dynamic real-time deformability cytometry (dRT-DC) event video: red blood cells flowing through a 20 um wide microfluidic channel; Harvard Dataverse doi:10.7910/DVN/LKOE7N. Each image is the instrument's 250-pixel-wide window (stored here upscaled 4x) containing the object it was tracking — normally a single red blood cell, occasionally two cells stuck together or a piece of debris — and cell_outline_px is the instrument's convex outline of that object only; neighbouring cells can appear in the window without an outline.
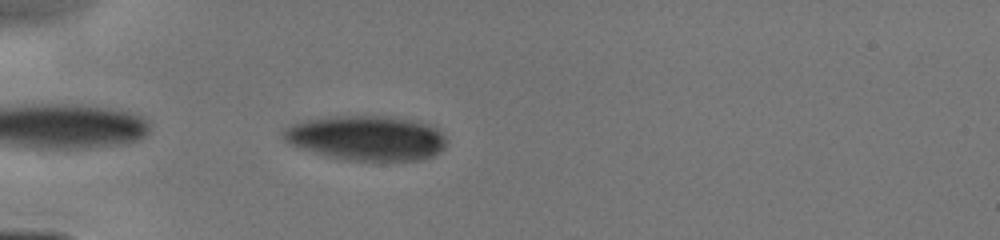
{"species": "human", "species_latin": "Homo sapiens", "temperature_condition": "cold", "stored_images_in_passage": 10, "camera_frame_rate_fps": 3000, "um_per_image_px": 0.085, "donor": {"sex": "male"}, "frame": {"image": 1, "passage_image": 1, "time_ms": 0.0, "image_size_px": [1000, 240], "cell_outline_px": [[444, 148], [440, 152], [432, 156], [420, 160], [352, 160], [328, 156], [300, 148], [284, 140], [280, 132], [284, 128], [292, 124], [304, 120], [336, 116], [392, 116], [412, 120], [428, 124], [436, 128], [444, 136]], "centroid_in_image_um": [31.13, 11.72], "position_along_channel_um": 53.9, "area_um2": 42.37}}
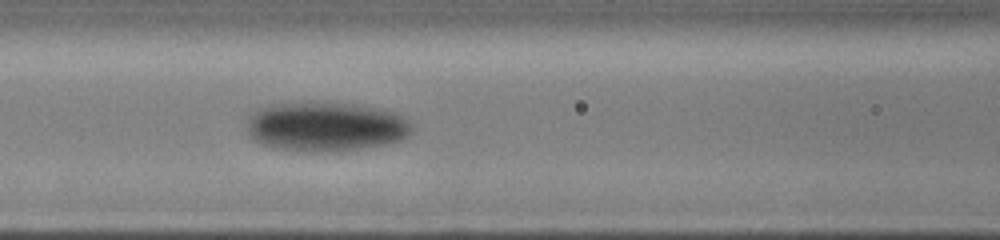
{"frame": {"image": 2, "passage_image": 6, "time_ms": 2.333, "image_size_px": [1000, 240], "cell_outline_px": [[412, 128], [400, 140], [380, 144], [356, 148], [316, 152], [308, 152], [272, 148], [260, 144], [252, 140], [248, 132], [248, 116], [268, 104], [360, 104], [380, 108], [396, 112], [412, 120]], "centroid_in_image_um": [27.67, 10.77], "position_along_channel_um": 138.9, "area_um2": 46.93}}
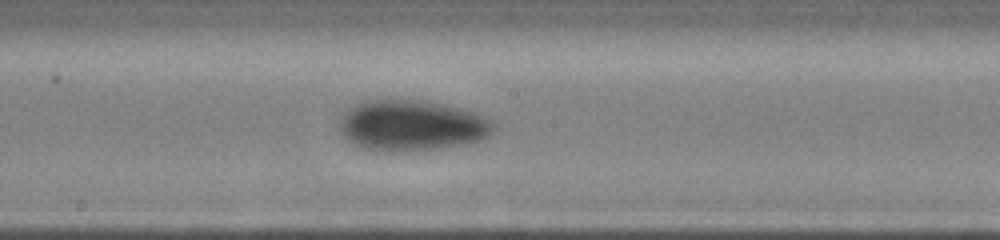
{"frame": {"image": 3, "passage_image": 10, "time_ms": 4.0, "image_size_px": [1000, 240], "cell_outline_px": [[496, 128], [488, 136], [480, 140], [440, 148], [416, 152], [400, 152], [364, 148], [348, 140], [340, 132], [340, 116], [348, 108], [360, 100], [388, 96], [424, 100], [444, 104], [472, 112], [492, 120], [496, 124]], "centroid_in_image_um": [34.94, 10.61], "position_along_channel_um": 213.3, "area_um2": 46.64}}